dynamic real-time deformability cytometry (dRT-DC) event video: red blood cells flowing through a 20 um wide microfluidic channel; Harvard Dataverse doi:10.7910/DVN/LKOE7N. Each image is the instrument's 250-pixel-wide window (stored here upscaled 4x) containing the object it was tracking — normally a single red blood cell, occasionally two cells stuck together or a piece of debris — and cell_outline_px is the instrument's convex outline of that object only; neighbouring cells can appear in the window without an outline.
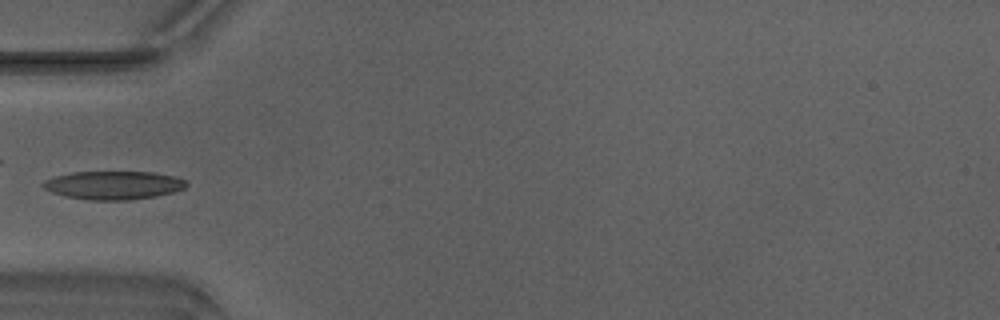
{"species": "Egyptian fruit bat (a non-hibernating species)", "species_latin": "Rousettus aegyptiacus", "temperature_condition": "warm", "stored_images_in_passage": 32, "camera_frame_rate_fps": 3000, "um_per_image_px": 0.085, "animal": {"sex": "male"}, "frame": {"image": 1, "passage_image": 1, "time_ms": 0.0, "image_size_px": [1000, 320], "cell_outline_px": [[188, 184], [184, 188], [172, 192], [156, 196], [128, 200], [92, 200], [64, 196], [52, 192], [44, 188], [40, 184], [44, 180], [56, 176], [72, 172], [156, 172], [176, 176], [188, 180]], "centroid_in_image_um": [9.67, 15.73], "position_along_channel_um": 75.3, "area_um2": 23.81}}